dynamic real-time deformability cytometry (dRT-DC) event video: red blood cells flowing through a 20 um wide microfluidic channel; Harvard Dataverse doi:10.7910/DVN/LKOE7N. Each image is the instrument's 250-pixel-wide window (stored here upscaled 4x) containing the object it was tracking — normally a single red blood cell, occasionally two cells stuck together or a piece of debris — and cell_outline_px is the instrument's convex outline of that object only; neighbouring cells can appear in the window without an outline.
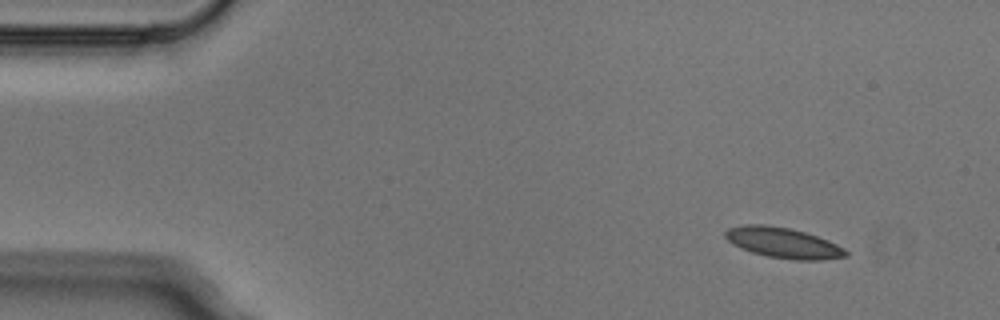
{"species": "Egyptian fruit bat (a non-hibernating species)", "species_latin": "Rousettus aegyptiacus", "temperature_condition": "cold", "stored_images_in_passage": 4, "camera_frame_rate_fps": 3000, "um_per_image_px": 0.085, "animal": {"sex": "male"}, "frame": {"image": 1, "passage_image": 1, "time_ms": 0.0, "image_size_px": [1000, 320], "cell_outline_px": [[848, 256], [820, 260], [792, 260], [768, 256], [752, 252], [740, 248], [732, 244], [724, 236], [724, 232], [728, 228], [744, 224], [764, 224], [788, 228], [804, 232], [828, 240], [844, 248], [848, 252]], "centroid_in_image_um": [66.55, 20.64], "position_along_channel_um": 18.5, "area_um2": 21.39}}